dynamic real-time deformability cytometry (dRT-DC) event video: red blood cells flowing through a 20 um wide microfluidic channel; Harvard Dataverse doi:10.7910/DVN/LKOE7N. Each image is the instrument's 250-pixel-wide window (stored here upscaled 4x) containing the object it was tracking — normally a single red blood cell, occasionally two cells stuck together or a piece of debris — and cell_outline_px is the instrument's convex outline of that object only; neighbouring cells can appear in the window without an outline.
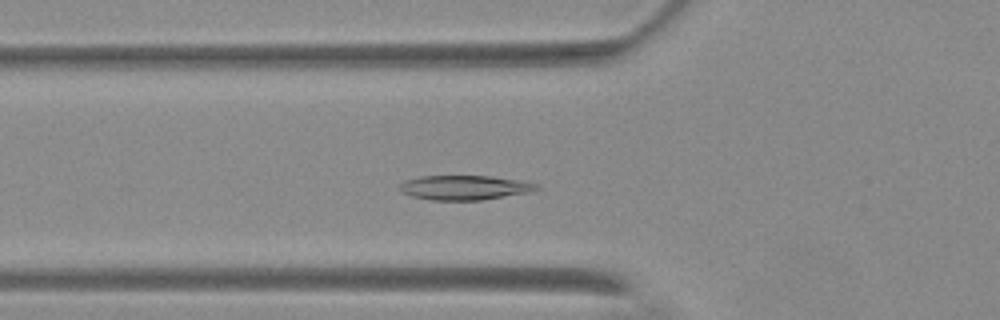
{"species": "Egyptian fruit bat (a non-hibernating species)", "species_latin": "Rousettus aegyptiacus", "temperature_condition": "warm", "stored_images_in_passage": 9, "camera_frame_rate_fps": 3000, "um_per_image_px": 0.085, "animal": {"sex": "female"}, "frame": {"image": 1, "passage_image": 4, "time_ms": 1.0, "image_size_px": [1000, 320], "cell_outline_px": [[540, 188], [532, 192], [480, 200], [428, 200], [412, 196], [400, 192], [400, 184], [404, 180], [420, 176], [492, 176], [524, 180], [536, 184]], "centroid_in_image_um": [39.5, 15.94], "position_along_channel_um": 86.3, "area_um2": 19.77}}
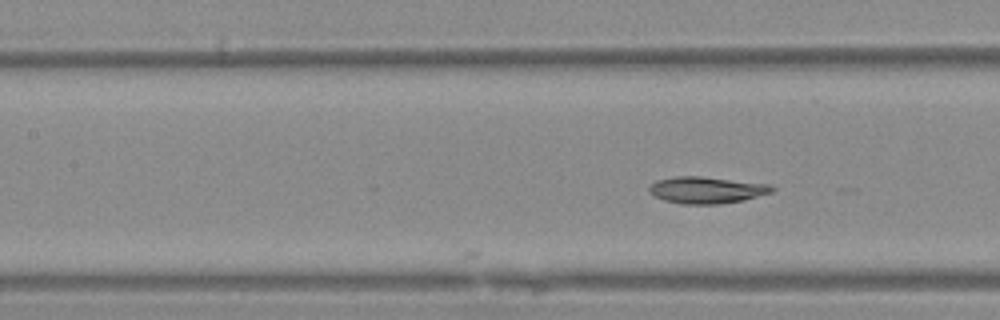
{"frame": {"image": 2, "passage_image": 9, "time_ms": 2.667, "image_size_px": [1000, 320], "cell_outline_px": [[776, 188], [772, 192], [744, 200], [720, 204], [680, 204], [664, 200], [648, 192], [648, 188], [656, 180], [676, 176], [700, 176], [772, 184]], "centroid_in_image_um": [60.08, 16.15], "position_along_channel_um": 147.3, "area_um2": 19.25}}